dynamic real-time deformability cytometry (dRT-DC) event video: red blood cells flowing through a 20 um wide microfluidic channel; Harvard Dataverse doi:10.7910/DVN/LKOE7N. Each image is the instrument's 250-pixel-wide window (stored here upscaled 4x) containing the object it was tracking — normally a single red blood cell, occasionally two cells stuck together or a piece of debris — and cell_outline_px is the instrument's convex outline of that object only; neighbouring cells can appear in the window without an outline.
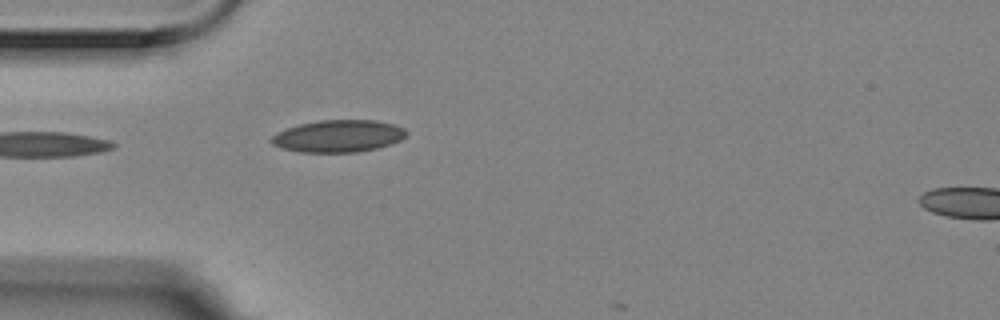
{"species": "Egyptian fruit bat (a non-hibernating species)", "species_latin": "Rousettus aegyptiacus", "temperature_condition": "room temperature", "stored_images_in_passage": 5, "camera_frame_rate_fps": 3000, "um_per_image_px": 0.085, "animal": {"sex": "female"}, "frame": {"image": 1, "passage_image": 1, "time_ms": 0.0, "image_size_px": [1000, 320], "cell_outline_px": [[408, 132], [400, 140], [376, 148], [356, 152], [300, 152], [280, 148], [272, 144], [268, 140], [276, 132], [300, 124], [320, 120], [376, 120], [392, 124], [404, 128]], "centroid_in_image_um": [28.71, 11.56], "position_along_channel_um": 56.3, "area_um2": 25.2}}